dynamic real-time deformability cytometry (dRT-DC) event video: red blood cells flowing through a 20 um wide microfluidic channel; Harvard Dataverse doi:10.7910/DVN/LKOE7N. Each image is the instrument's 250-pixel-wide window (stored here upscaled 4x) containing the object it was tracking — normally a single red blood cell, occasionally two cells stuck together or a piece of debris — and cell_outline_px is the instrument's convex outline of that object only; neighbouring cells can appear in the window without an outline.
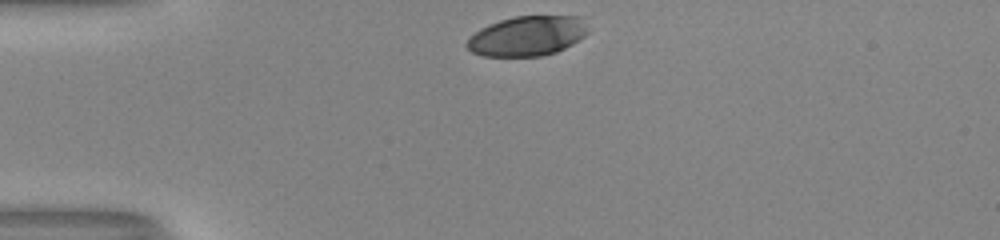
{"species": "human", "species_latin": "Homo sapiens", "temperature_condition": "room temperature", "stored_images_in_passage": 30, "camera_frame_rate_fps": 3000, "um_per_image_px": 0.085, "donor": {"sex": "male"}, "frame": {"image": 1, "passage_image": 1, "time_ms": 0.0, "image_size_px": [1000, 240], "cell_outline_px": [[588, 32], [584, 36], [572, 44], [556, 52], [540, 56], [484, 56], [472, 52], [464, 44], [480, 28], [488, 24], [500, 20], [516, 16], [580, 16]], "centroid_in_image_um": [44.8, 3.06], "position_along_channel_um": 40.2, "area_um2": 27.92}}
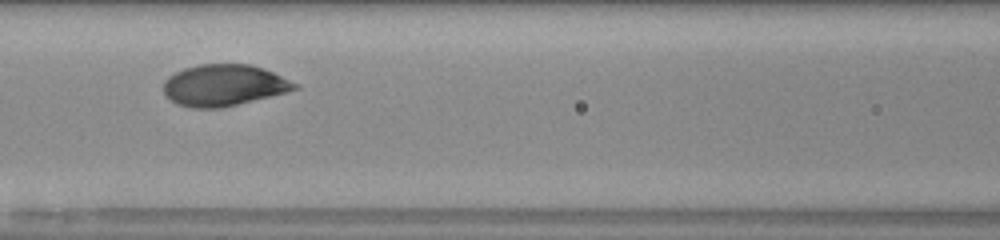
{"frame": {"image": 2, "passage_image": 12, "time_ms": 3.667, "image_size_px": [1000, 240], "cell_outline_px": [[300, 88], [220, 108], [192, 108], [176, 104], [164, 92], [164, 80], [168, 76], [184, 68], [200, 64], [248, 64], [272, 72], [300, 84]], "centroid_in_image_um": [19.0, 7.24], "position_along_channel_um": 147.6, "area_um2": 31.27}}
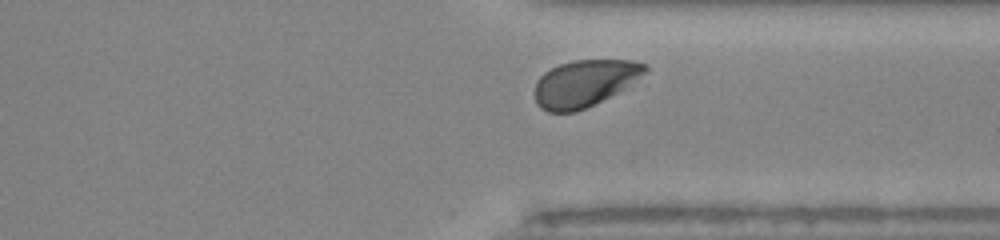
{"frame": {"image": 3, "passage_image": 28, "time_ms": 9.0, "image_size_px": [1000, 240], "cell_outline_px": [[648, 72], [624, 88], [576, 112], [548, 112], [540, 108], [536, 104], [536, 80], [544, 72], [560, 64], [572, 60], [632, 60], [648, 64]], "centroid_in_image_um": [49.69, 7.06], "position_along_channel_um": 361.7, "area_um2": 29.82}, "authors_computed_cell_mechanics": {"area_um2": 31.4143, "velocity_mm_per_s": 4.0079, "shape_relaxation_time_tau1_ms": 2.2791, "shape_relaxation_time_tau2_ms": null, "deformation_change_tau1": 0.1456, "deformation_change_tau2": null}}